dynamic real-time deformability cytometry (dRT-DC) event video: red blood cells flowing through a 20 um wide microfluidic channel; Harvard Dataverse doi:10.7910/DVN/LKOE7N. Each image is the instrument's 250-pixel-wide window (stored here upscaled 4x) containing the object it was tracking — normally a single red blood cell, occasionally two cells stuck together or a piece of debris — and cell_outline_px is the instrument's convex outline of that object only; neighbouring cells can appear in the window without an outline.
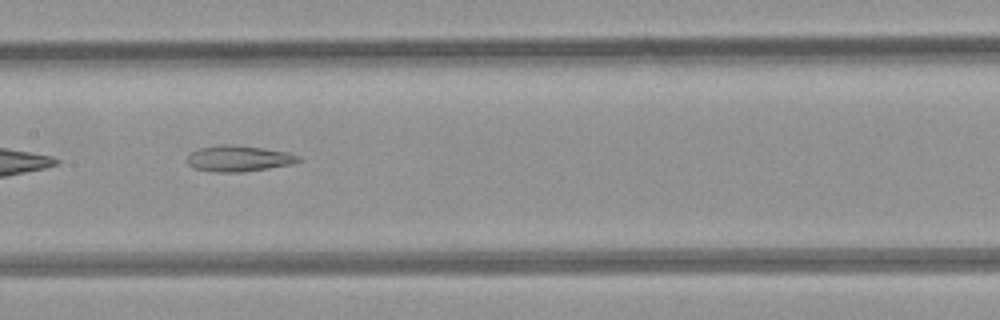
{"species": "common noctule bat (a hibernating species)", "species_latin": "Nyctalus noctula", "temperature_condition": "room temperature", "stored_images_in_passage": 10, "camera_frame_rate_fps": 3000, "um_per_image_px": 0.085, "animal": {"sex": "female", "body_mass_g": 21.9}, "frame": {"image": 1, "passage_image": 7, "time_ms": 7.667, "image_size_px": [1000, 320], "cell_outline_px": [[300, 160], [292, 164], [268, 168], [240, 172], [216, 172], [192, 168], [188, 164], [188, 156], [192, 152], [200, 148], [224, 144], [228, 144], [264, 148], [288, 152], [300, 156]], "centroid_in_image_um": [20.29, 13.47], "position_along_channel_um": 187.1, "area_um2": 16.7}}
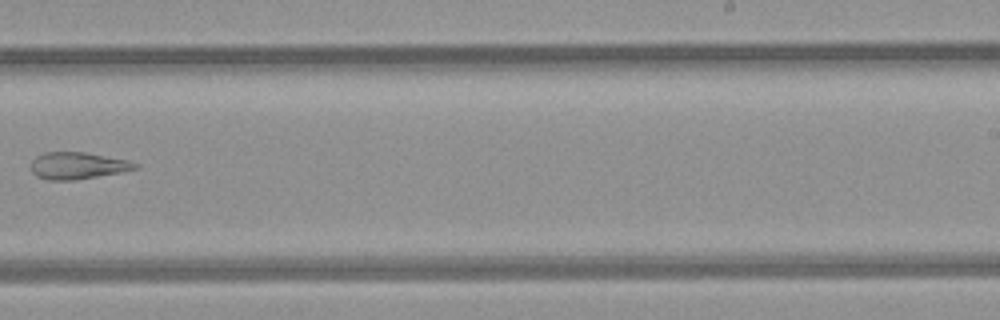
{"frame": {"image": 2, "passage_image": 9, "time_ms": 10.0, "image_size_px": [1000, 320], "cell_outline_px": [[140, 164], [136, 168], [120, 172], [72, 180], [48, 180], [36, 176], [28, 168], [32, 160], [36, 156], [44, 152], [84, 152], [128, 160]], "centroid_in_image_um": [6.53, 14.07], "position_along_channel_um": 282.5, "area_um2": 16.3}}